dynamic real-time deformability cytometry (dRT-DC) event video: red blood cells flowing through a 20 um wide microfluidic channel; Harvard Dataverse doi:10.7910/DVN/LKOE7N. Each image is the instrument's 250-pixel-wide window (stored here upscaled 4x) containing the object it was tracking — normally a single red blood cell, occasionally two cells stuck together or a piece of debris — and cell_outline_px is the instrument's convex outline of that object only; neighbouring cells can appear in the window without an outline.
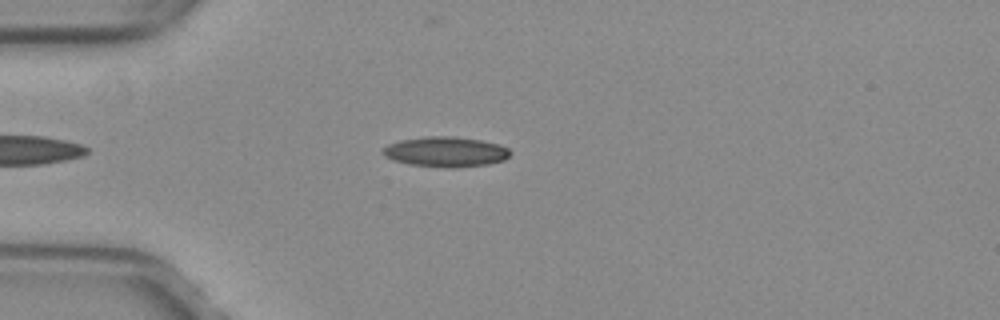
{"species": "common noctule bat (a hibernating species)", "species_latin": "Nyctalus noctula", "temperature_condition": "warm", "stored_images_in_passage": 36, "camera_frame_rate_fps": 3000, "um_per_image_px": 0.085, "animal": {"sex": "female", "body_mass_g": 29.2, "forearm_length_mm": 56.3}, "frame": {"image": 1, "passage_image": 2, "time_ms": 0.333, "image_size_px": [1000, 320], "cell_outline_px": [[512, 152], [504, 160], [488, 164], [456, 168], [444, 168], [408, 164], [392, 160], [384, 156], [380, 152], [388, 144], [400, 140], [428, 136], [452, 136], [480, 140], [500, 144], [508, 148]], "centroid_in_image_um": [37.87, 12.91], "position_along_channel_um": 47.1, "area_um2": 22.6}}
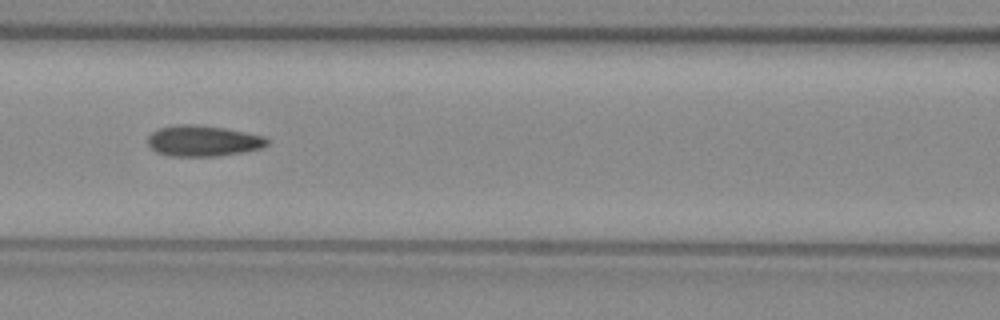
{"frame": {"image": 2, "passage_image": 11, "time_ms": 3.333, "image_size_px": [1000, 320], "cell_outline_px": [[268, 144], [264, 148], [244, 152], [220, 156], [168, 156], [156, 152], [148, 144], [148, 136], [152, 132], [160, 128], [180, 124], [192, 124], [224, 128], [264, 136], [268, 140]], "centroid_in_image_um": [17.27, 11.99], "position_along_channel_um": 149.3, "area_um2": 21.5}}
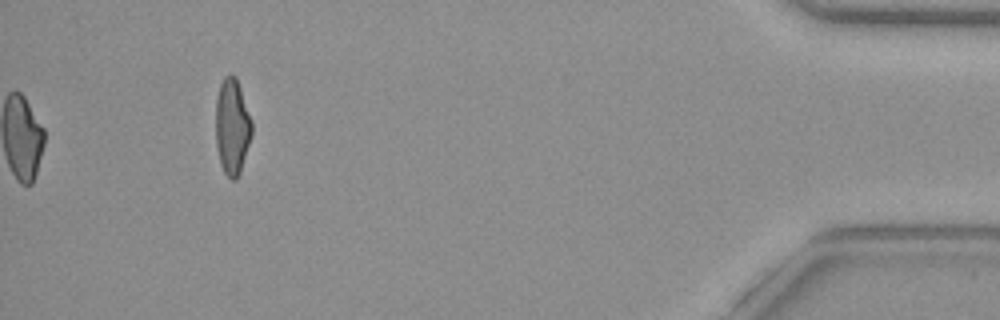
{"frame": {"image": 3, "passage_image": 36, "time_ms": 11.667, "image_size_px": [1000, 320], "cell_outline_px": [[252, 132], [240, 172], [236, 180], [232, 180], [224, 172], [220, 164], [216, 144], [216, 96], [220, 84], [224, 76], [236, 76], [252, 120]], "centroid_in_image_um": [19.72, 10.75], "position_along_channel_um": 415.5, "area_um2": 20.11}, "authors_computed_cell_mechanics": {"area_um2": 21.4149, "velocity_mm_per_s": 4.0147, "shape_relaxation_time_tau1_ms": null, "shape_relaxation_time_tau2_ms": 1.7043, "deformation_change_tau1": null, "deformation_change_tau2": 0.0833}}